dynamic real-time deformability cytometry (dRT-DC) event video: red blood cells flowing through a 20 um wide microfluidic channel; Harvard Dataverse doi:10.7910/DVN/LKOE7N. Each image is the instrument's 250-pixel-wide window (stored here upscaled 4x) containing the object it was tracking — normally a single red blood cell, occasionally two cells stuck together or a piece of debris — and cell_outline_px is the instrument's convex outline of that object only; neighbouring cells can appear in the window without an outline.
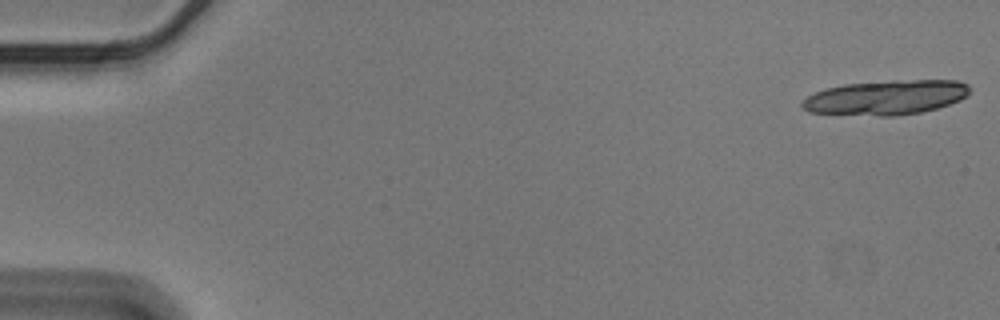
{"species": "Egyptian fruit bat (a non-hibernating species)", "species_latin": "Rousettus aegyptiacus", "temperature_condition": "cold", "stored_images_in_passage": 16, "camera_frame_rate_fps": 3000, "um_per_image_px": 0.085, "animal": {"sex": "male"}, "frame": {"image": 1, "passage_image": 1, "time_ms": 0.0, "image_size_px": [1000, 320], "cell_outline_px": [[968, 96], [960, 100], [936, 108], [920, 112], [896, 116], [880, 116], [808, 112], [800, 104], [808, 96], [816, 92], [828, 88], [844, 84], [892, 80], [956, 80], [968, 84]], "centroid_in_image_um": [75.32, 8.28], "position_along_channel_um": 9.7, "area_um2": 33.64}}
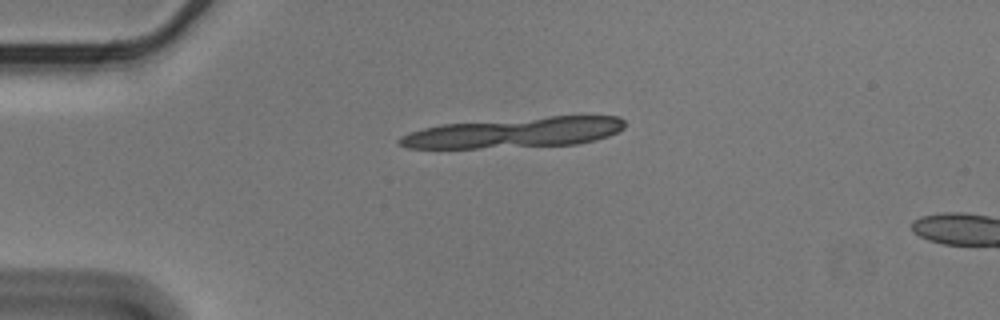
{"frame": {"image": 2, "passage_image": 13, "time_ms": 4.0, "image_size_px": [1000, 320], "cell_outline_px": [[624, 128], [608, 136], [596, 140], [580, 144], [480, 148], [408, 148], [396, 144], [396, 140], [400, 136], [424, 128], [444, 124], [548, 116], [620, 116], [624, 120]], "centroid_in_image_um": [43.73, 11.27], "position_along_channel_um": 41.3, "area_um2": 39.77}}